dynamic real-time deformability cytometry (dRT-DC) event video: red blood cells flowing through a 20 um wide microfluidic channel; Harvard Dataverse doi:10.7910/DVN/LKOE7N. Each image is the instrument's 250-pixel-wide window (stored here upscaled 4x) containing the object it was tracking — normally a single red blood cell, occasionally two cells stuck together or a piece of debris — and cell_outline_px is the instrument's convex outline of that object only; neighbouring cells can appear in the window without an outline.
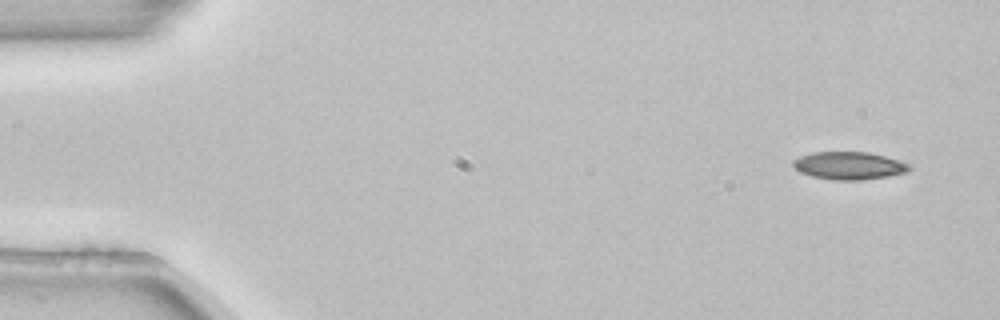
{"species": "common noctule bat (a hibernating species)", "species_latin": "Nyctalus noctula", "temperature_condition": "room temperature", "stored_images_in_passage": 3, "camera_frame_rate_fps": 3000, "um_per_image_px": 0.085, "animal": {"sex": "female", "body_mass_g": 22.7, "forearm_length_mm": 54.2}, "frame": {"image": 1, "passage_image": 1, "time_ms": 0.0, "image_size_px": [1000, 320], "cell_outline_px": [[912, 168], [908, 172], [888, 176], [860, 180], [832, 180], [812, 176], [800, 172], [792, 164], [792, 160], [800, 156], [812, 152], [868, 152], [884, 156], [908, 164]], "centroid_in_image_um": [72.14, 14.08], "position_along_channel_um": 12.9, "area_um2": 18.67}}
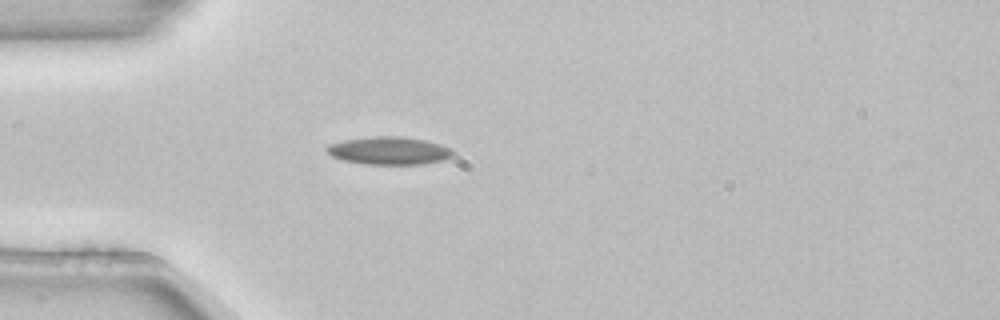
{"frame": {"image": 2, "passage_image": 3, "time_ms": 0.667, "image_size_px": [1000, 320], "cell_outline_px": [[456, 152], [452, 156], [444, 160], [424, 164], [364, 164], [344, 160], [332, 156], [324, 148], [328, 144], [344, 140], [372, 136], [400, 136], [424, 140], [440, 144], [452, 148]], "centroid_in_image_um": [33.1, 12.8], "position_along_channel_um": 51.9, "area_um2": 20.58}}